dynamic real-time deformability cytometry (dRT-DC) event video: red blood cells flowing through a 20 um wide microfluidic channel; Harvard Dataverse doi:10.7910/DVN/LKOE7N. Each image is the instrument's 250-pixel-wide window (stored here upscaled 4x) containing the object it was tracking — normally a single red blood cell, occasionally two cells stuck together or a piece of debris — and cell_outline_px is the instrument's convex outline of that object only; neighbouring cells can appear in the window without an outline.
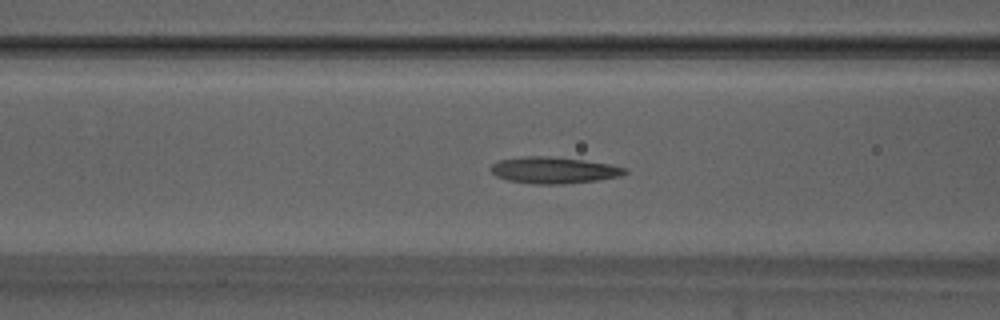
{"species": "Egyptian fruit bat (a non-hibernating species)", "species_latin": "Rousettus aegyptiacus", "temperature_condition": "warm", "stored_images_in_passage": 53, "camera_frame_rate_fps": 3000, "um_per_image_px": 0.085, "animal": {"sex": "male"}, "frame": {"image": 1, "passage_image": 21, "time_ms": 6.667, "image_size_px": [1000, 320], "cell_outline_px": [[628, 172], [620, 176], [596, 180], [564, 184], [532, 184], [508, 180], [496, 176], [488, 168], [492, 164], [500, 160], [524, 156], [548, 156], [584, 160], [608, 164], [628, 168]], "centroid_in_image_um": [47.05, 14.47], "position_along_channel_um": 119.5, "area_um2": 20.69}}
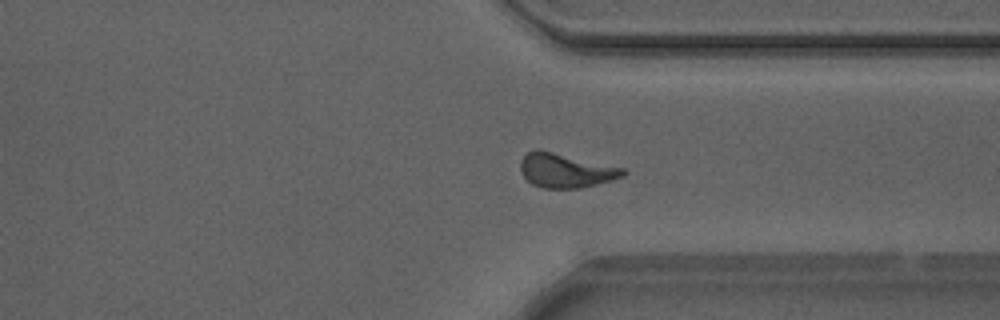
{"frame": {"image": 2, "passage_image": 40, "time_ms": 13.0, "image_size_px": [1000, 320], "cell_outline_px": [[628, 172], [624, 176], [612, 180], [580, 188], [544, 188], [532, 184], [524, 176], [520, 168], [520, 160], [528, 152], [536, 148], [540, 148], [624, 168]], "centroid_in_image_um": [48.09, 14.47], "position_along_channel_um": 363.3, "area_um2": 20.63}}
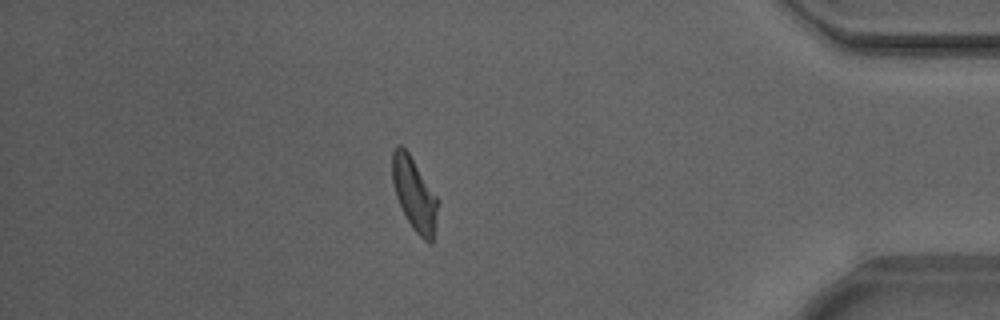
{"frame": {"image": 3, "passage_image": 46, "time_ms": 15.0, "image_size_px": [1000, 320], "cell_outline_px": [[440, 200], [432, 244], [428, 244], [412, 228], [396, 196], [392, 180], [392, 152], [396, 144], [400, 144], [408, 152]], "centroid_in_image_um": [35.24, 16.5], "position_along_channel_um": 400.0, "area_um2": 19.42}, "authors_computed_cell_mechanics": {"area_um2": 19.8832, "velocity_mm_per_s": 3.8565, "shape_relaxation_time_tau1_ms": null, "shape_relaxation_time_tau2_ms": 2.7766, "deformation_change_tau1": null, "deformation_change_tau2": 0.107}}